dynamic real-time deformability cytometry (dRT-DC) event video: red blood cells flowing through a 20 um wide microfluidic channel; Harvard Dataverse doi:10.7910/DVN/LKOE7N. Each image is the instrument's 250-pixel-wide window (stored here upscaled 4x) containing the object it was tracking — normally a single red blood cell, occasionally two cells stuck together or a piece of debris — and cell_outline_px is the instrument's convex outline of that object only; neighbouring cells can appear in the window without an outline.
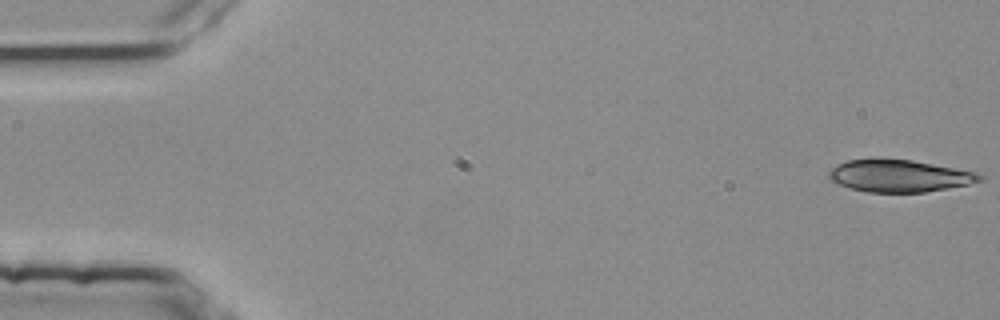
{"species": "common noctule bat (a hibernating species)", "species_latin": "Nyctalus noctula", "temperature_condition": "room temperature", "stored_images_in_passage": 4, "segment_of_instrument_passage": [2, 2], "camera_frame_rate_fps": 3000, "um_per_image_px": 0.085, "animal": {"sex": "female", "body_mass_g": 25.1}, "frame": {"image": 1, "passage_image": 4, "time_ms": 1.0, "image_size_px": [1000, 320], "cell_outline_px": [[984, 180], [968, 184], [948, 188], [924, 192], [868, 192], [836, 184], [828, 180], [828, 172], [832, 168], [848, 160], [912, 160], [976, 172], [984, 176]], "centroid_in_image_um": [76.45, 14.97], "position_along_channel_um": 8.5, "area_um2": 27.86}}